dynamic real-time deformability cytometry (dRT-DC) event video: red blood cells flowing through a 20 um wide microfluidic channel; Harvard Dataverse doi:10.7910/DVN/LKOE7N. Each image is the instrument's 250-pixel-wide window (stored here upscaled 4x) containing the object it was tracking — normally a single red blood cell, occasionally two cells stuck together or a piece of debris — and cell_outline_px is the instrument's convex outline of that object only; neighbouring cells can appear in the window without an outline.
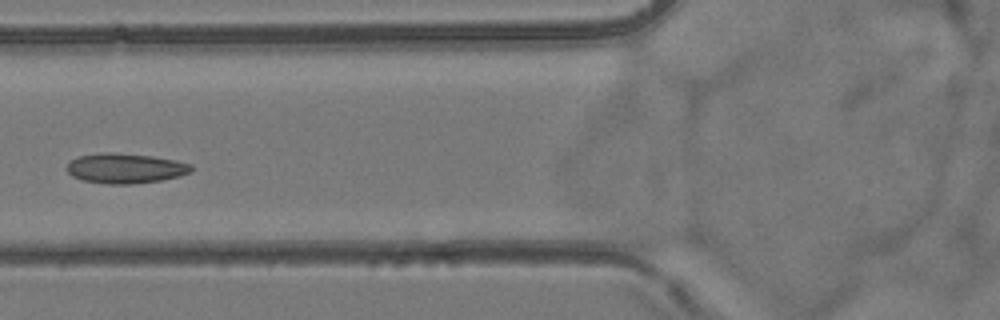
{"species": "common noctule bat (a hibernating species)", "species_latin": "Nyctalus noctula", "temperature_condition": "room temperature", "stored_images_in_passage": 6, "camera_frame_rate_fps": 3000, "um_per_image_px": 0.085, "animal": {"sex": "female", "body_mass_g": 24.6, "forearm_length_mm": 56.2}, "frame": {"image": 1, "passage_image": 6, "time_ms": 5.667, "image_size_px": [1000, 320], "cell_outline_px": [[192, 172], [180, 176], [160, 180], [132, 184], [108, 184], [84, 180], [72, 176], [64, 168], [72, 160], [80, 156], [104, 152], [112, 152], [152, 156], [176, 160], [192, 164]], "centroid_in_image_um": [10.67, 14.3], "position_along_channel_um": 115.1, "area_um2": 21.73}}